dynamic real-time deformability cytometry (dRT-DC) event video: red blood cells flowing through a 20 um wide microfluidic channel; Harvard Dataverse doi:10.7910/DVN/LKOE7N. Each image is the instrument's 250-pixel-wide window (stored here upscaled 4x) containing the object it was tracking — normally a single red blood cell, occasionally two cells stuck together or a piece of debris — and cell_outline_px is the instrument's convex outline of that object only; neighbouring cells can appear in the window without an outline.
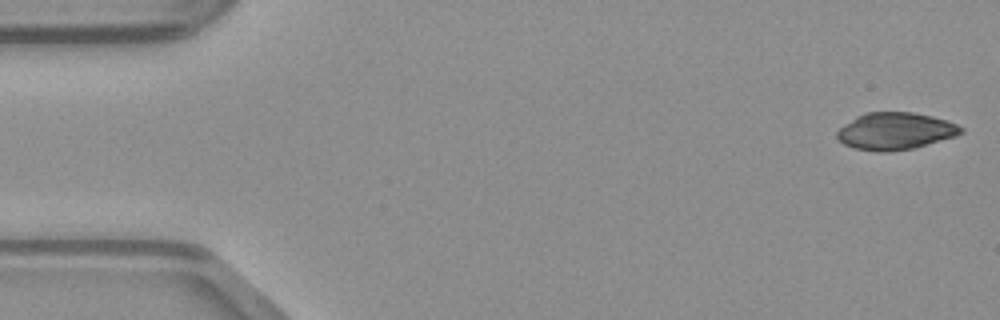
{"species": "common noctule bat (a hibernating species)", "species_latin": "Nyctalus noctula", "temperature_condition": "warm", "stored_images_in_passage": 10, "camera_frame_rate_fps": 3000, "um_per_image_px": 0.085, "animal": {"sex": "male", "body_mass_g": 23.1, "forearm_length_mm": 52.7}, "frame": {"image": 1, "passage_image": 1, "time_ms": 0.0, "image_size_px": [1000, 320], "cell_outline_px": [[964, 132], [956, 136], [912, 148], [888, 152], [876, 152], [852, 148], [844, 144], [836, 136], [836, 132], [844, 124], [856, 116], [864, 112], [912, 112], [932, 116], [956, 124], [964, 128]], "centroid_in_image_um": [76.07, 11.14], "position_along_channel_um": 8.9, "area_um2": 26.82}}